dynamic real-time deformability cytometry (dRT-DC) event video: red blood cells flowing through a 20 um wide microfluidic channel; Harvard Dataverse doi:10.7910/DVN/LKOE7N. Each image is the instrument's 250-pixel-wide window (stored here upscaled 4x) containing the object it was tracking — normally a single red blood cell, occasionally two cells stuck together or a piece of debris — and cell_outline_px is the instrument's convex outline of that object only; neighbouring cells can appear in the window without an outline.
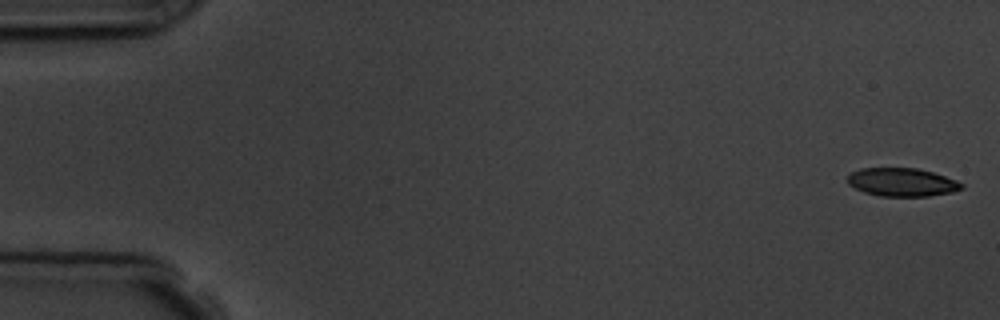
{"species": "common noctule bat (a hibernating species)", "species_latin": "Nyctalus noctula", "temperature_condition": "room temperature", "stored_images_in_passage": 5, "camera_frame_rate_fps": 3000, "um_per_image_px": 0.085, "animal": {"sex": "male", "body_mass_g": 19.5, "forearm_length_mm": 54.6}, "frame": {"image": 1, "passage_image": 1, "time_ms": 0.0, "image_size_px": [1000, 320], "cell_outline_px": [[964, 188], [952, 192], [928, 196], [880, 196], [864, 192], [848, 184], [848, 172], [860, 168], [916, 168], [932, 172], [956, 180], [964, 184]], "centroid_in_image_um": [76.65, 15.48], "position_along_channel_um": 8.3, "area_um2": 18.84}}
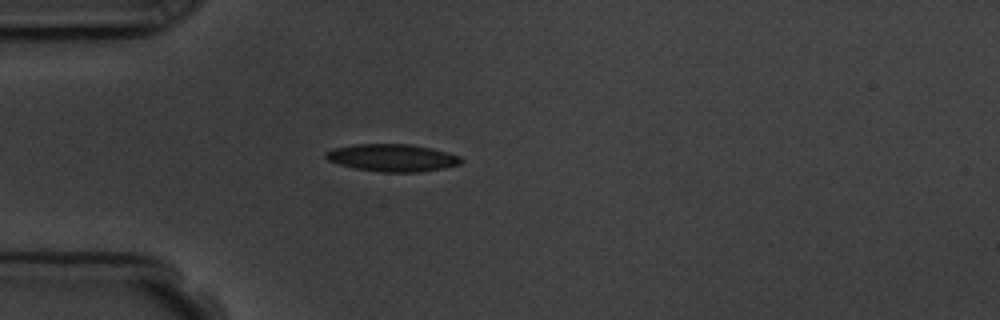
{"frame": {"image": 2, "passage_image": 5, "time_ms": 4.667, "image_size_px": [1000, 320], "cell_outline_px": [[464, 160], [460, 164], [444, 168], [420, 172], [380, 172], [356, 168], [340, 164], [328, 160], [324, 156], [324, 152], [332, 148], [356, 144], [412, 144], [432, 148], [448, 152], [460, 156]], "centroid_in_image_um": [33.36, 13.4], "position_along_channel_um": 51.6, "area_um2": 21.73}}